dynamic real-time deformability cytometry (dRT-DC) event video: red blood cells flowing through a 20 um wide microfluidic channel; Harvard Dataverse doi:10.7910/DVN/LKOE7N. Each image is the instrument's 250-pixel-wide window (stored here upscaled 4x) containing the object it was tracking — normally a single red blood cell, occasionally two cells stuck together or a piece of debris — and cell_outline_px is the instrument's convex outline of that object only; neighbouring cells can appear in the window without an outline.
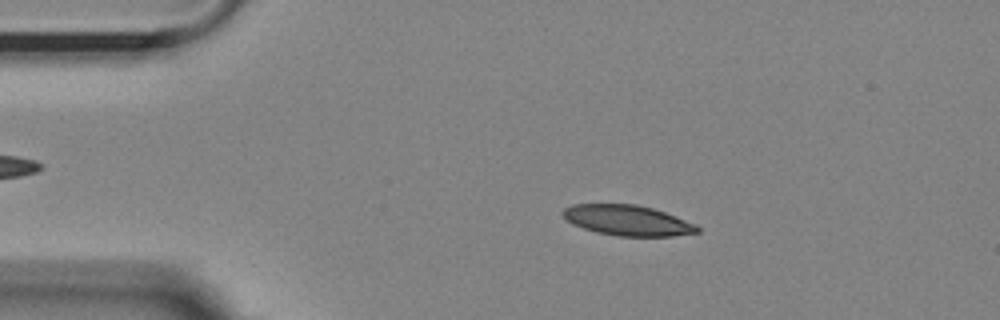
{"species": "Egyptian fruit bat (a non-hibernating species)", "species_latin": "Rousettus aegyptiacus", "temperature_condition": "room temperature", "stored_images_in_passage": 55, "camera_frame_rate_fps": 3000, "um_per_image_px": 0.085, "animal": {"sex": "female"}, "frame": {"image": 1, "passage_image": 10, "time_ms": 3.0, "image_size_px": [1000, 320], "cell_outline_px": [[700, 232], [672, 236], [616, 236], [596, 232], [572, 224], [560, 212], [564, 208], [572, 204], [636, 204], [652, 208], [664, 212], [696, 224], [700, 228]], "centroid_in_image_um": [53.33, 18.73], "position_along_channel_um": 31.7, "area_um2": 23.81}}
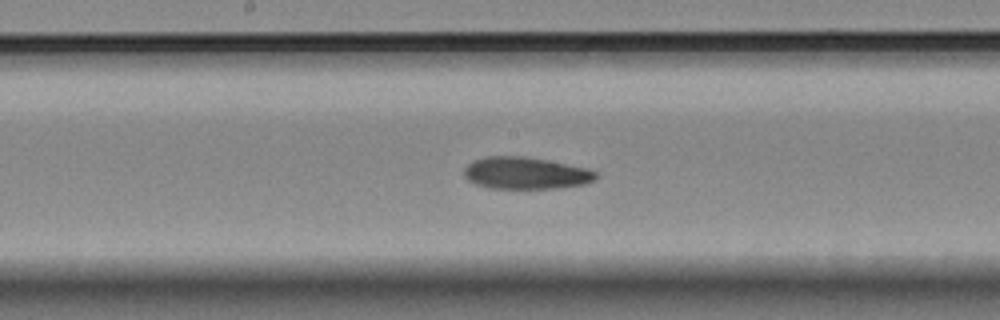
{"frame": {"image": 2, "passage_image": 28, "time_ms": 9.0, "image_size_px": [1000, 320], "cell_outline_px": [[596, 180], [584, 184], [556, 188], [488, 188], [476, 184], [468, 180], [464, 176], [464, 168], [472, 160], [484, 156], [524, 156], [548, 160], [588, 168], [596, 172]], "centroid_in_image_um": [44.66, 14.7], "position_along_channel_um": 203.5, "area_um2": 24.68}}
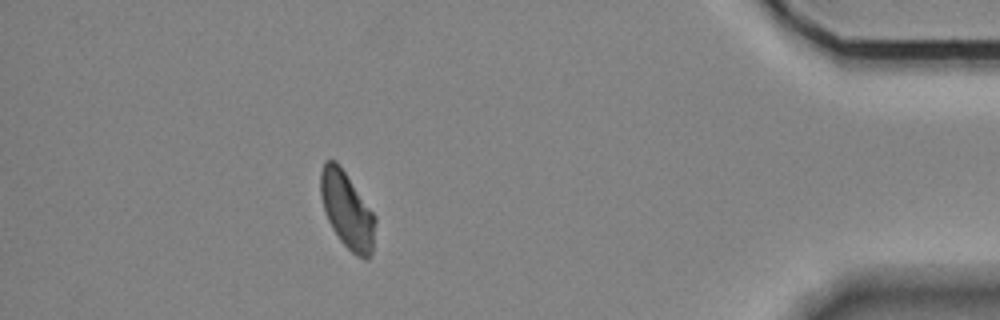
{"frame": {"image": 3, "passage_image": 49, "time_ms": 16.0, "image_size_px": [1000, 320], "cell_outline_px": [[376, 220], [372, 252], [368, 260], [364, 260], [356, 256], [340, 240], [332, 228], [324, 212], [320, 196], [320, 172], [324, 160], [336, 160], [340, 164], [376, 216]], "centroid_in_image_um": [29.49, 17.85], "position_along_channel_um": 405.7, "area_um2": 24.68}, "authors_computed_cell_mechanics": {"area_um2": 24.7962, "velocity_mm_per_s": 3.5786, "shape_relaxation_time_tau1_ms": 5.6223, "shape_relaxation_time_tau2_ms": null, "deformation_change_tau1": 0.1429, "deformation_change_tau2": null}}